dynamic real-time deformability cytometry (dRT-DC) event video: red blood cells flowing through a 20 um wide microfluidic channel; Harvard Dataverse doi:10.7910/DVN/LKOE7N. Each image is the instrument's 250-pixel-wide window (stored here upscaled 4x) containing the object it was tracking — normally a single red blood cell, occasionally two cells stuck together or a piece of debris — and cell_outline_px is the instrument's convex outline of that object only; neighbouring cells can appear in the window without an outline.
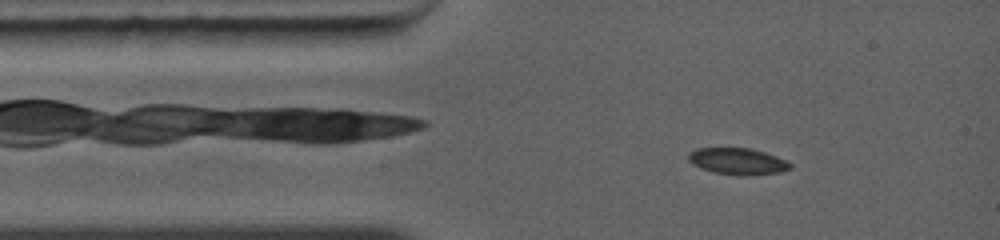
{"species": "common noctule bat (a hibernating species)", "species_latin": "Nyctalus noctula", "temperature_condition": "warm", "stored_images_in_passage": 13, "camera_frame_rate_fps": 5000, "um_per_image_px": 0.085, "animal": {"sex": "female", "body_mass_g": 19.0, "forearm_length_mm": 56.7}, "frame": {"image": 1, "passage_image": 1, "time_ms": 0.0, "image_size_px": [1000, 240], "cell_outline_px": [[792, 168], [780, 172], [748, 176], [744, 176], [712, 172], [700, 168], [692, 164], [688, 160], [688, 152], [696, 148], [752, 148], [776, 156], [792, 164]], "centroid_in_image_um": [62.68, 13.71], "position_along_channel_um": 22.3, "area_um2": 15.9}}
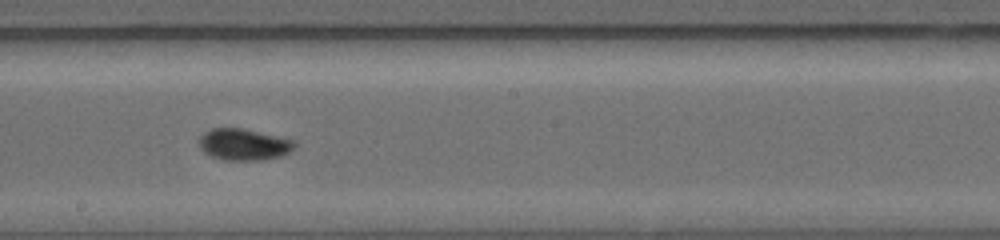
{"frame": {"image": 2, "passage_image": 7, "time_ms": 5.0, "image_size_px": [1000, 240], "cell_outline_px": [[296, 144], [288, 152], [280, 156], [260, 160], [224, 160], [212, 156], [204, 152], [200, 148], [200, 136], [204, 132], [212, 128], [240, 128], [292, 140]], "centroid_in_image_um": [20.66, 12.28], "position_along_channel_um": 227.5, "area_um2": 17.11}}
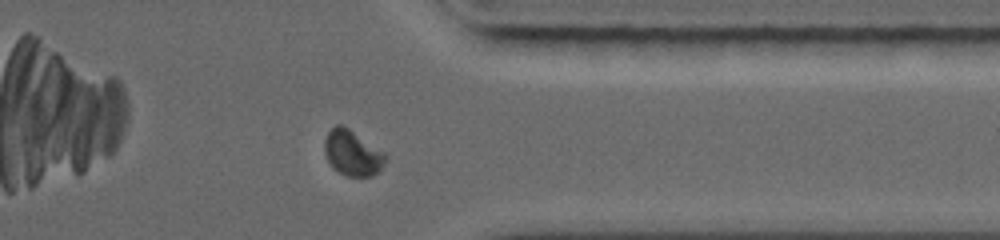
{"frame": {"image": 3, "passage_image": 11, "time_ms": 8.4, "image_size_px": [1000, 240], "cell_outline_px": [[388, 160], [380, 172], [372, 176], [344, 176], [332, 168], [324, 152], [324, 140], [328, 132], [336, 124], [344, 124], [388, 152]], "centroid_in_image_um": [30.03, 12.99], "position_along_channel_um": 381.4, "area_um2": 17.05}}